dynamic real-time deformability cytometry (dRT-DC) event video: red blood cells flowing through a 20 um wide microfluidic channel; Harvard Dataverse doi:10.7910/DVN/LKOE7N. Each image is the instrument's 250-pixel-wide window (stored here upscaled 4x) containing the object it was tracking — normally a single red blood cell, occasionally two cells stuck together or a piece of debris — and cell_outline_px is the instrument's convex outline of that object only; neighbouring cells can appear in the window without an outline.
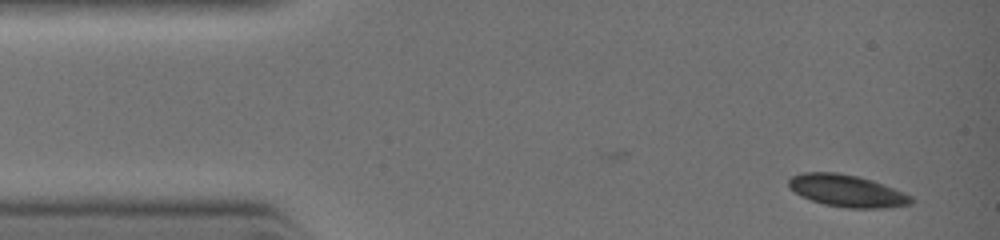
{"species": "common noctule bat (a hibernating species)", "species_latin": "Nyctalus noctula", "temperature_condition": "warm", "stored_images_in_passage": 4, "camera_frame_rate_fps": 3000, "um_per_image_px": 0.085, "animal": {"sex": "female", "body_mass_g": 19.0, "forearm_length_mm": 51.5}, "frame": {"image": 1, "passage_image": 1, "time_ms": 0.0, "image_size_px": [1000, 240], "cell_outline_px": [[912, 204], [888, 208], [848, 208], [824, 204], [800, 196], [788, 184], [788, 180], [792, 176], [804, 172], [836, 172], [856, 176], [872, 180], [904, 192], [912, 196]], "centroid_in_image_um": [72.01, 16.22], "position_along_channel_um": 13.0, "area_um2": 22.77}}
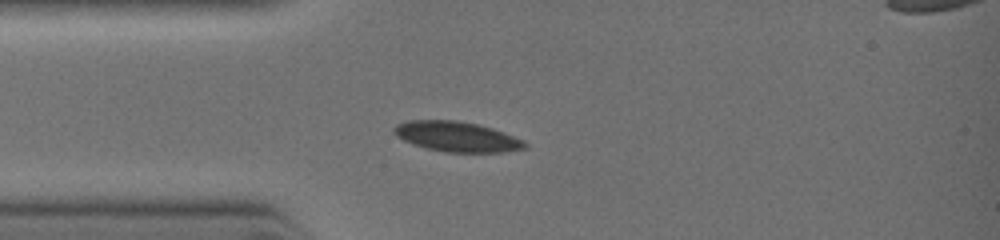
{"frame": {"image": 2, "passage_image": 4, "time_ms": 2.0, "image_size_px": [1000, 240], "cell_outline_px": [[528, 148], [500, 152], [444, 152], [424, 148], [412, 144], [396, 136], [392, 132], [392, 128], [396, 124], [408, 120], [452, 120], [476, 124], [492, 128], [524, 140], [528, 144]], "centroid_in_image_um": [38.8, 11.62], "position_along_channel_um": 46.2, "area_um2": 23.06}}